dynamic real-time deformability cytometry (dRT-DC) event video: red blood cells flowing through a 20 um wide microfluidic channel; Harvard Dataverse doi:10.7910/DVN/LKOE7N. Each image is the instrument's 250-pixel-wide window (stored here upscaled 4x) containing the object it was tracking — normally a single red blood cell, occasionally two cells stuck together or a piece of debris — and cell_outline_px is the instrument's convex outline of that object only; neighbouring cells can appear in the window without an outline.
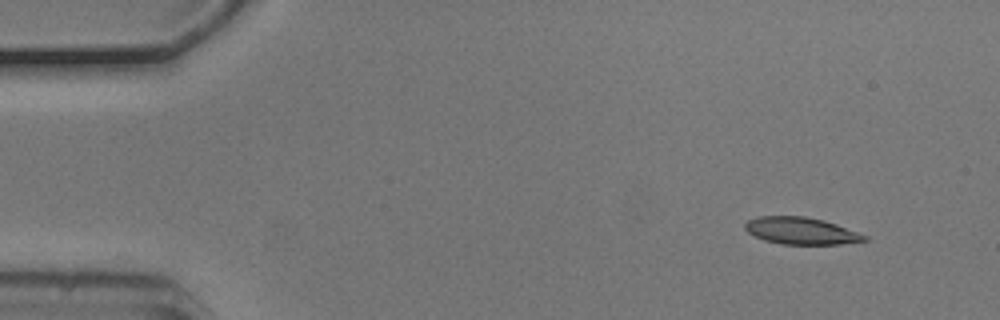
{"species": "common noctule bat (a hibernating species)", "species_latin": "Nyctalus noctula", "temperature_condition": "cold", "stored_images_in_passage": 3, "camera_frame_rate_fps": 3000, "um_per_image_px": 0.085, "animal": {"sex": "male", "body_mass_g": 20.5, "forearm_length_mm": 52.5}, "frame": {"image": 1, "passage_image": 1, "time_ms": 0.0, "image_size_px": [1000, 320], "cell_outline_px": [[868, 240], [840, 244], [780, 244], [764, 240], [748, 232], [744, 228], [744, 224], [748, 220], [760, 216], [804, 216], [824, 220], [836, 224], [868, 236]], "centroid_in_image_um": [68.08, 19.62], "position_along_channel_um": 16.9, "area_um2": 18.73}}
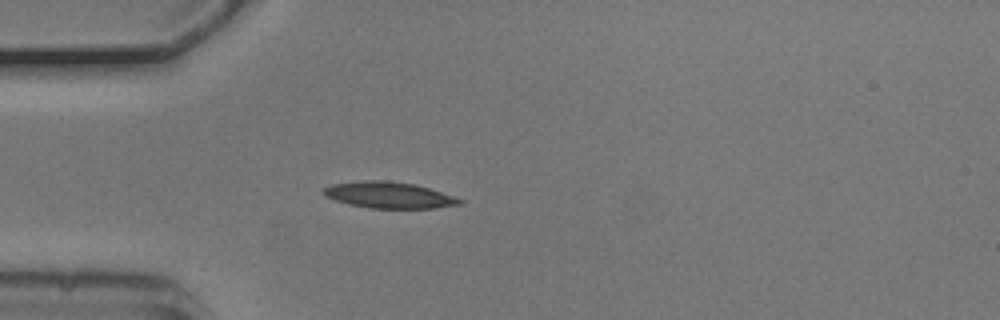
{"frame": {"image": 2, "passage_image": 3, "time_ms": 0.667, "image_size_px": [1000, 320], "cell_outline_px": [[464, 204], [432, 208], [368, 208], [348, 204], [324, 196], [324, 188], [332, 184], [360, 180], [388, 180], [416, 184], [464, 200]], "centroid_in_image_um": [33.05, 16.57], "position_along_channel_um": 51.9, "area_um2": 20.87}}